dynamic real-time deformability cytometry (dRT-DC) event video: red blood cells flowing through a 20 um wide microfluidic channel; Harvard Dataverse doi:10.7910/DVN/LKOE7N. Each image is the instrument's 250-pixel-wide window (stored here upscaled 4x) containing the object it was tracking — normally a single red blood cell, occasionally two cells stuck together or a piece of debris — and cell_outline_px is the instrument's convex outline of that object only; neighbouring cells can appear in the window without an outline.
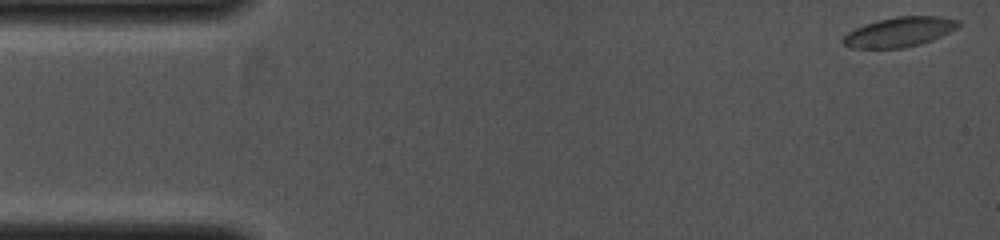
{"species": "common noctule bat (a hibernating species)", "species_latin": "Nyctalus noctula", "temperature_condition": "cold", "stored_images_in_passage": 41, "camera_frame_rate_fps": 4000, "um_per_image_px": 0.085, "animal": {"sex": "female", "body_mass_g": 19.0, "forearm_length_mm": 53.3}, "frame": {"image": 1, "passage_image": 1, "time_ms": 0.0, "image_size_px": [1000, 240], "cell_outline_px": [[960, 24], [956, 28], [932, 40], [920, 44], [904, 48], [848, 48], [840, 40], [848, 32], [864, 24], [896, 16], [940, 16], [960, 20]], "centroid_in_image_um": [76.43, 2.72], "position_along_channel_um": 8.6, "area_um2": 19.94}}
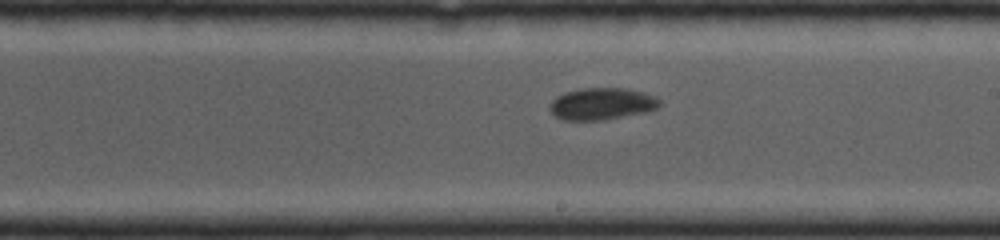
{"frame": {"image": 2, "passage_image": 24, "time_ms": 5.75, "image_size_px": [1000, 240], "cell_outline_px": [[660, 104], [656, 108], [648, 112], [604, 120], [564, 120], [552, 116], [548, 108], [552, 100], [556, 96], [564, 92], [580, 88], [628, 88], [644, 92], [656, 96], [660, 100]], "centroid_in_image_um": [51.13, 8.82], "position_along_channel_um": 237.9, "area_um2": 20.87}}
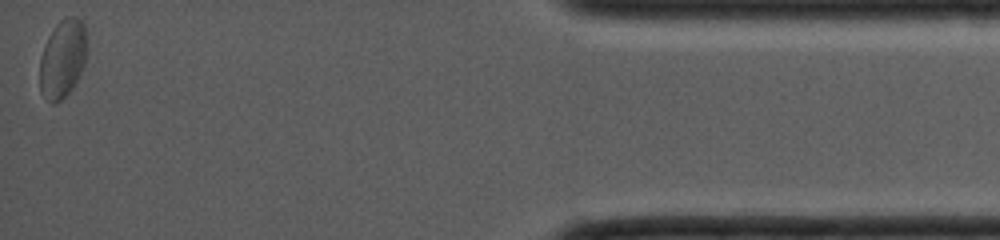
{"frame": {"image": 3, "passage_image": 41, "time_ms": 10.0, "image_size_px": [1000, 240], "cell_outline_px": [[88, 44], [84, 64], [72, 88], [56, 104], [52, 104], [40, 92], [40, 56], [44, 44], [48, 36], [56, 24], [60, 20], [68, 16], [76, 16], [84, 24], [88, 40]], "centroid_in_image_um": [5.33, 4.95], "position_along_channel_um": 429.9, "area_um2": 21.73}}